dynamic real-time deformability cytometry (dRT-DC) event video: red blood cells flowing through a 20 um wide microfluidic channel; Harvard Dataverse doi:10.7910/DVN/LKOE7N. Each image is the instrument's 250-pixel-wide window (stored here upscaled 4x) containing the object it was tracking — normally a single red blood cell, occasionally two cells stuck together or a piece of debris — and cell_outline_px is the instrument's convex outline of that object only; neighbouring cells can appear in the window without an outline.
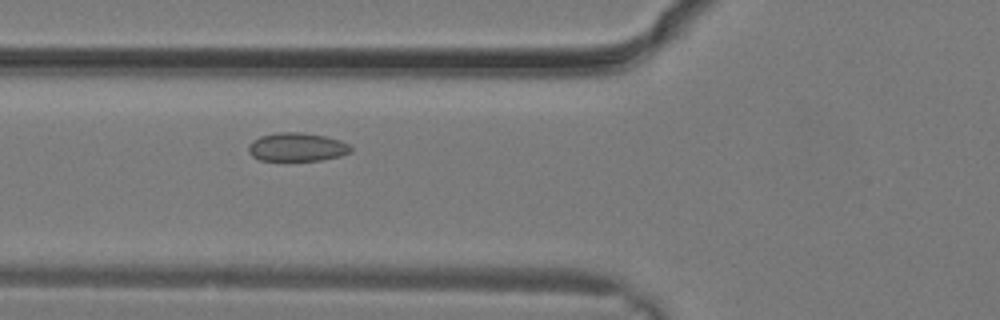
{"species": "common noctule bat (a hibernating species)", "species_latin": "Nyctalus noctula", "temperature_condition": "warm", "stored_images_in_passage": 17, "camera_frame_rate_fps": 3000, "um_per_image_px": 0.085, "animal": {"sex": "male", "body_mass_g": 19.2, "forearm_length_mm": 51.8}, "frame": {"image": 1, "passage_image": 10, "time_ms": 3.0, "image_size_px": [1000, 320], "cell_outline_px": [[352, 152], [340, 156], [320, 160], [260, 160], [252, 156], [248, 152], [248, 144], [252, 140], [260, 136], [276, 132], [304, 132], [324, 136], [340, 140], [348, 144], [352, 148]], "centroid_in_image_um": [25.22, 12.49], "position_along_channel_um": 100.6, "area_um2": 17.11}}
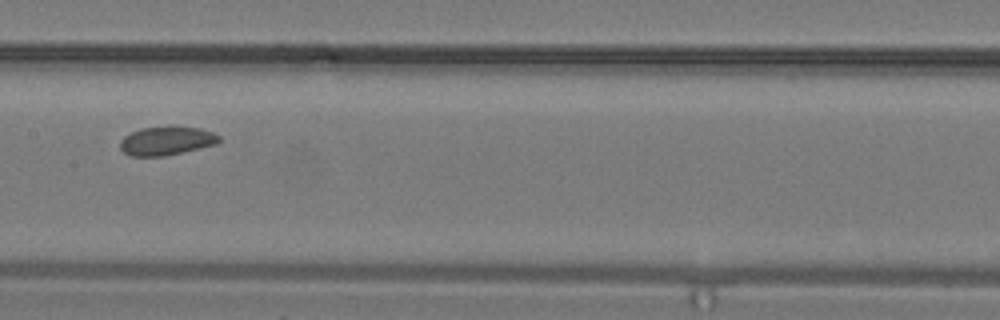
{"frame": {"image": 2, "passage_image": 14, "time_ms": 4.333, "image_size_px": [1000, 320], "cell_outline_px": [[220, 140], [216, 144], [200, 148], [164, 156], [128, 156], [120, 148], [120, 140], [124, 136], [140, 128], [200, 128], [212, 132], [220, 136]], "centroid_in_image_um": [14.12, 12.0], "position_along_channel_um": 193.3, "area_um2": 16.13}}
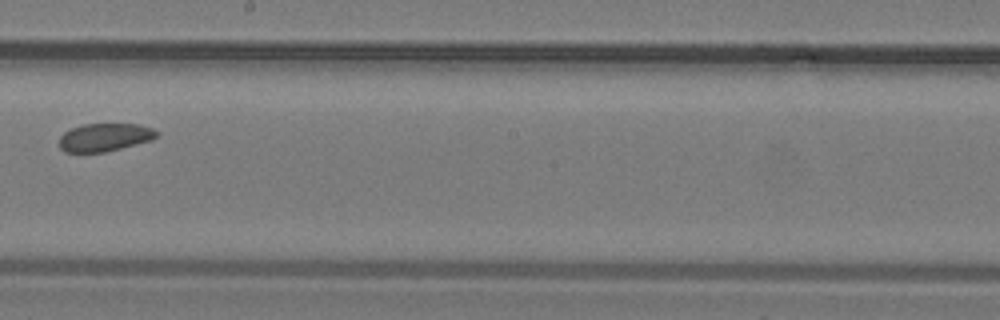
{"frame": {"image": 3, "passage_image": 16, "time_ms": 5.0, "image_size_px": [1000, 320], "cell_outline_px": [[160, 136], [152, 140], [104, 152], [64, 152], [60, 148], [60, 136], [64, 132], [72, 128], [84, 124], [140, 124], [152, 128], [160, 132]], "centroid_in_image_um": [8.94, 11.66], "position_along_channel_um": 239.3, "area_um2": 15.95}}